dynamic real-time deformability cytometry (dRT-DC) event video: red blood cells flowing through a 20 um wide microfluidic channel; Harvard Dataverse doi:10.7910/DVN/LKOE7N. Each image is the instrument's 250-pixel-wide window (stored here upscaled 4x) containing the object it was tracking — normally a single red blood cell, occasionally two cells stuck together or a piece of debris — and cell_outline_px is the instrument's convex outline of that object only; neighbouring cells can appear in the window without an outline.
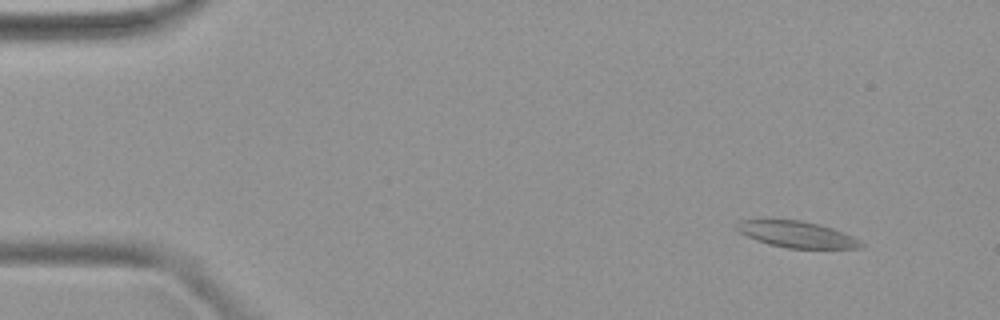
{"species": "common noctule bat (a hibernating species)", "species_latin": "Nyctalus noctula", "temperature_condition": "warm", "stored_images_in_passage": 46, "camera_frame_rate_fps": 3000, "um_per_image_px": 0.085, "animal": {"sex": "female", "body_mass_g": 19.9}, "frame": {"image": 1, "passage_image": 2, "time_ms": 0.333, "image_size_px": [1000, 320], "cell_outline_px": [[864, 244], [860, 248], [788, 248], [768, 244], [756, 240], [740, 232], [736, 228], [736, 224], [740, 220], [760, 216], [764, 216], [800, 220], [832, 228], [844, 232], [860, 240]], "centroid_in_image_um": [67.62, 19.86], "position_along_channel_um": 17.4, "area_um2": 19.71}}
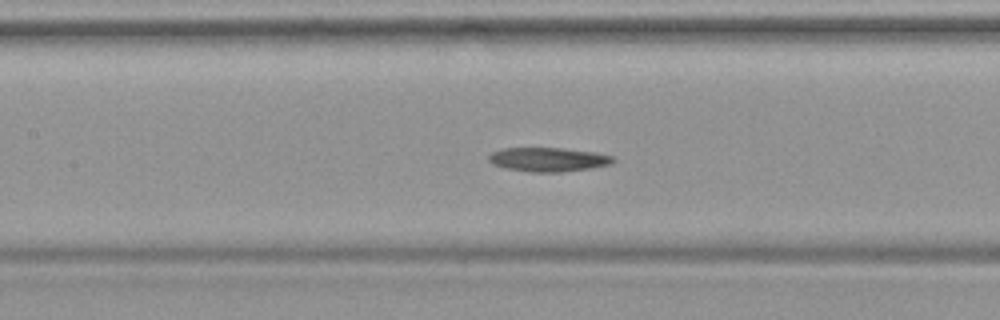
{"frame": {"image": 2, "passage_image": 20, "time_ms": 6.333, "image_size_px": [1000, 320], "cell_outline_px": [[616, 160], [612, 164], [592, 168], [560, 172], [528, 172], [504, 168], [492, 164], [488, 160], [488, 156], [492, 152], [504, 148], [564, 148], [596, 152], [612, 156]], "centroid_in_image_um": [46.61, 13.56], "position_along_channel_um": 160.8, "area_um2": 17.63}}
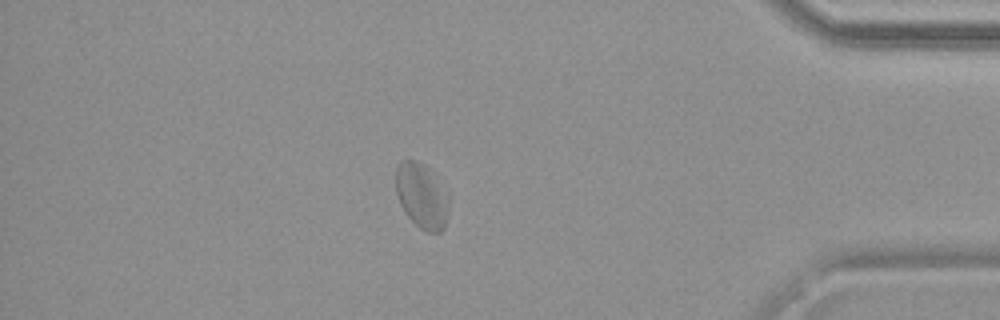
{"frame": {"image": 3, "passage_image": 40, "time_ms": 13.0, "image_size_px": [1000, 320], "cell_outline_px": [[448, 208], [444, 228], [440, 232], [428, 232], [420, 228], [408, 216], [400, 204], [396, 192], [396, 164], [400, 160], [416, 160], [424, 164], [448, 196]], "centroid_in_image_um": [35.81, 16.64], "position_along_channel_um": 399.4, "area_um2": 19.71}}